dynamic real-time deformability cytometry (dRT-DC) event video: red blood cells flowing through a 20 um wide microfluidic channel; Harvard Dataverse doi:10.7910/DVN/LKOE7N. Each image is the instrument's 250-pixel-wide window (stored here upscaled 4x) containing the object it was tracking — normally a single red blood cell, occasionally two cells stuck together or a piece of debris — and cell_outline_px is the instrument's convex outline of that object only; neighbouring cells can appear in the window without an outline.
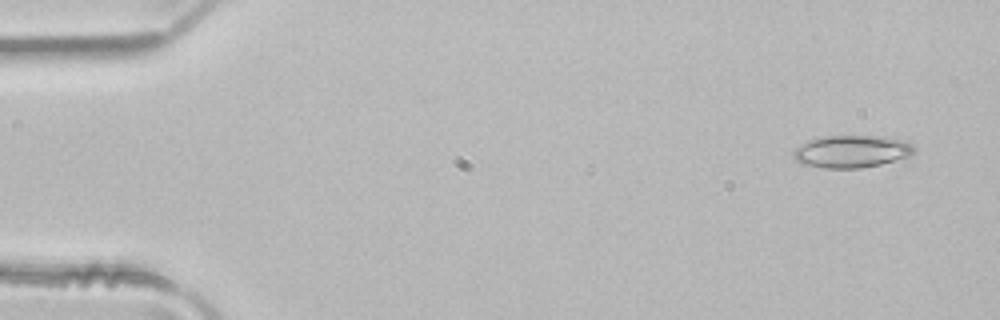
{"species": "common noctule bat (a hibernating species)", "species_latin": "Nyctalus noctula", "temperature_condition": "room temperature", "stored_images_in_passage": 4, "camera_frame_rate_fps": 3000, "um_per_image_px": 0.085, "animal": {"sex": "male", "body_mass_g": 21.5, "forearm_length_mm": 52.0}, "frame": {"image": 1, "passage_image": 1, "time_ms": 0.0, "image_size_px": [1000, 320], "cell_outline_px": [[916, 152], [912, 156], [880, 164], [860, 168], [824, 168], [804, 164], [796, 160], [792, 156], [792, 152], [800, 144], [808, 140], [824, 136], [884, 136], [904, 140], [912, 144], [916, 148]], "centroid_in_image_um": [72.42, 12.87], "position_along_channel_um": 12.6, "area_um2": 23.0}}